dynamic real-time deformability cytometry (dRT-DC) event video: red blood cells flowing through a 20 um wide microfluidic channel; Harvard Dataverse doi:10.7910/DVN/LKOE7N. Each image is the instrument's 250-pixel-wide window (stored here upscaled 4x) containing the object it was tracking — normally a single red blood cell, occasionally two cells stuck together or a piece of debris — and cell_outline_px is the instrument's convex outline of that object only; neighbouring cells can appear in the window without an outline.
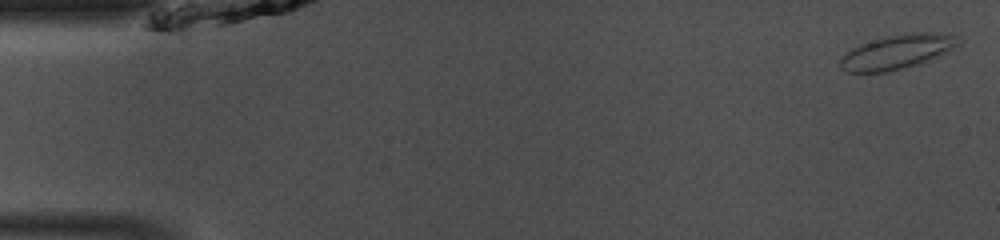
{"species": "common noctule bat (a hibernating species)", "species_latin": "Nyctalus noctula", "temperature_condition": "room temperature", "stored_images_in_passage": 47, "camera_frame_rate_fps": 3000, "um_per_image_px": 0.085, "animal": {"sex": "male", "body_mass_g": 13.0, "forearm_length_mm": 53.1}, "frame": {"image": 1, "passage_image": 1, "time_ms": 0.0, "image_size_px": [1000, 240], "cell_outline_px": [[960, 44], [940, 56], [920, 64], [888, 72], [848, 72], [840, 68], [840, 60], [852, 48], [860, 44], [888, 36], [912, 32], [936, 32], [960, 36]], "centroid_in_image_um": [76.33, 4.4], "position_along_channel_um": 8.7, "area_um2": 23.7}}
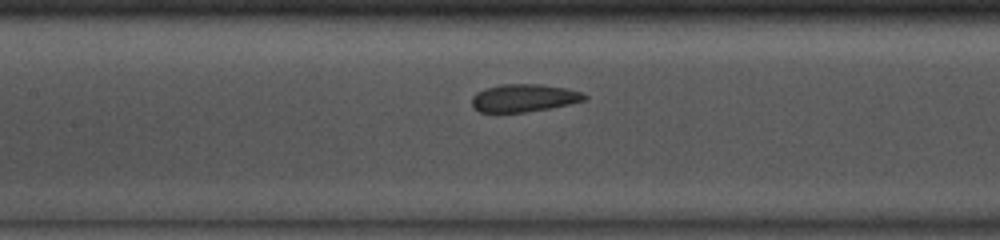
{"frame": {"image": 2, "passage_image": 21, "time_ms": 6.667, "image_size_px": [1000, 240], "cell_outline_px": [[588, 96], [584, 100], [568, 104], [548, 108], [524, 112], [480, 112], [472, 108], [472, 96], [476, 92], [484, 88], [504, 84], [540, 84], [568, 88], [584, 92]], "centroid_in_image_um": [44.52, 8.32], "position_along_channel_um": 162.9, "area_um2": 18.26}}
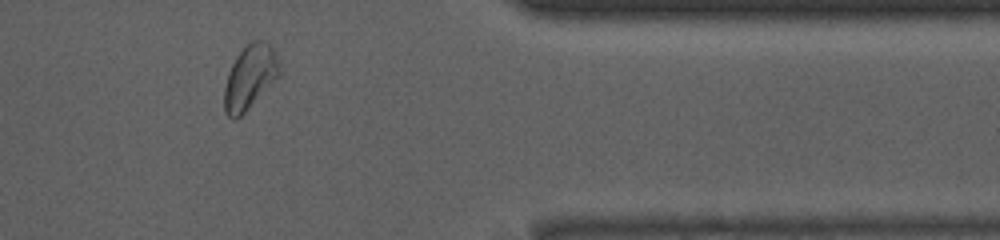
{"frame": {"image": 3, "passage_image": 39, "time_ms": 12.667, "image_size_px": [1000, 240], "cell_outline_px": [[280, 76], [240, 116], [232, 120], [224, 112], [224, 88], [228, 72], [236, 56], [252, 40], [260, 40], [268, 44], [276, 52], [280, 64]], "centroid_in_image_um": [21.24, 6.56], "position_along_channel_um": 390.2, "area_um2": 20.52}, "authors_computed_cell_mechanics": {"area_um2": 19.5364, "velocity_mm_per_s": 4.1033, "shape_relaxation_time_tau1_ms": 4.3254, "shape_relaxation_time_tau2_ms": null, "deformation_change_tau1": 0.1144, "deformation_change_tau2": null}}